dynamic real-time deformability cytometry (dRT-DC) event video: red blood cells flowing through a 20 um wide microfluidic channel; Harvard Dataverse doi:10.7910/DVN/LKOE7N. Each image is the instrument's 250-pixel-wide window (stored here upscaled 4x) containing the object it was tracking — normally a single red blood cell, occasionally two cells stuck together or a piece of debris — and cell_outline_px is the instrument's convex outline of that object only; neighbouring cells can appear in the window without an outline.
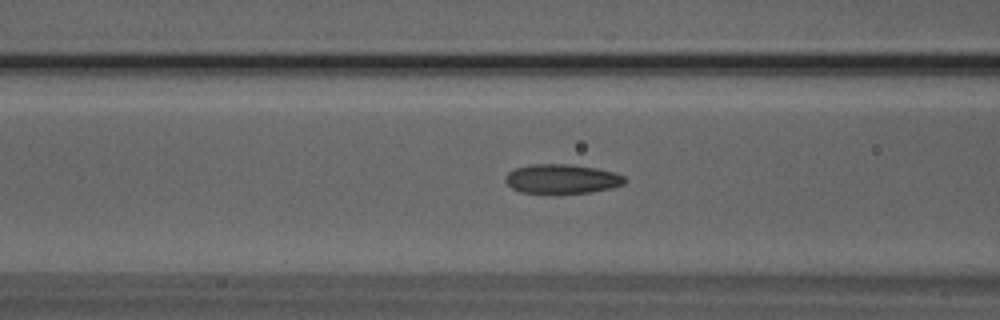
{"species": "Egyptian fruit bat (a non-hibernating species)", "species_latin": "Rousettus aegyptiacus", "temperature_condition": "room temperature", "stored_images_in_passage": 46, "camera_frame_rate_fps": 3000, "um_per_image_px": 0.085, "animal": {"sex": "male"}, "frame": {"image": 1, "passage_image": 19, "time_ms": 6.0, "image_size_px": [1000, 320], "cell_outline_px": [[628, 180], [624, 184], [612, 188], [592, 192], [560, 196], [520, 192], [512, 188], [504, 180], [504, 176], [508, 172], [516, 168], [532, 164], [572, 164], [596, 168], [616, 172], [624, 176]], "centroid_in_image_um": [47.77, 15.25], "position_along_channel_um": 118.8, "area_um2": 21.39}}
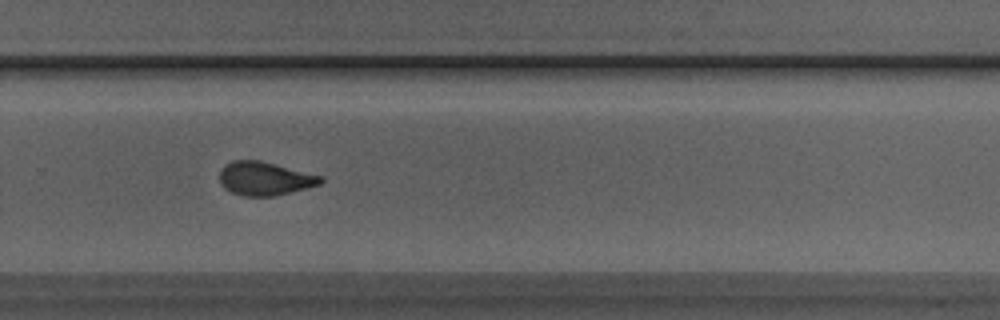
{"frame": {"image": 2, "passage_image": 33, "time_ms": 10.667, "image_size_px": [1000, 320], "cell_outline_px": [[324, 180], [320, 184], [276, 196], [240, 196], [224, 188], [220, 184], [220, 168], [224, 164], [232, 160], [260, 160], [324, 176]], "centroid_in_image_um": [22.49, 15.17], "position_along_channel_um": 307.3, "area_um2": 20.0}}
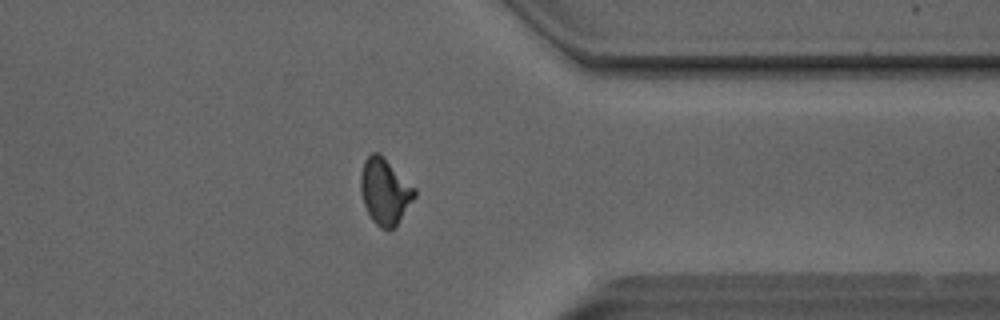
{"frame": {"image": 3, "passage_image": 39, "time_ms": 12.667, "image_size_px": [1000, 320], "cell_outline_px": [[416, 196], [396, 228], [380, 228], [372, 220], [364, 204], [360, 188], [360, 176], [364, 160], [372, 152], [380, 152], [416, 188]], "centroid_in_image_um": [32.73, 16.25], "position_along_channel_um": 378.7, "area_um2": 20.98}, "authors_computed_cell_mechanics": {"area_um2": 20.6346, "velocity_mm_per_s": 4.0476, "shape_relaxation_time_tau1_ms": 8.357, "shape_relaxation_time_tau2_ms": 1.9663, "deformation_change_tau1": 0.19, "deformation_change_tau2": 0.0848}}